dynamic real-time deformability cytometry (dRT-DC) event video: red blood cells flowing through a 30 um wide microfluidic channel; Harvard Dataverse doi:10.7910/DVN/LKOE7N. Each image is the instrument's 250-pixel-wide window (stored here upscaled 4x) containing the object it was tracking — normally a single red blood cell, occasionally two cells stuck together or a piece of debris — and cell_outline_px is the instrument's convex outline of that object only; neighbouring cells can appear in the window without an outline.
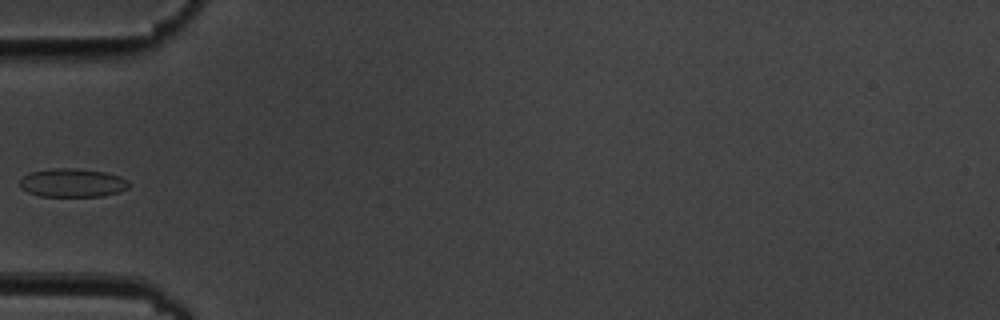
{"species": "common noctule bat (a hibernating species)", "species_latin": "Nyctalus noctula", "temperature_condition": "cold", "stored_images_in_passage": 5, "camera_frame_rate_fps": 3000, "um_per_image_px": 0.085, "animal": {"sex": "male", "body_mass_g": 19.5, "forearm_length_mm": 54.6}, "frame": {"image": 1, "passage_image": 5, "time_ms": 5.333, "image_size_px": [1000, 320], "cell_outline_px": [[132, 184], [128, 188], [120, 192], [104, 196], [40, 196], [28, 192], [20, 188], [20, 180], [24, 176], [32, 172], [52, 168], [76, 168], [108, 172], [120, 176], [128, 180]], "centroid_in_image_um": [6.22, 15.54], "position_along_channel_um": 78.8, "area_um2": 18.38}}